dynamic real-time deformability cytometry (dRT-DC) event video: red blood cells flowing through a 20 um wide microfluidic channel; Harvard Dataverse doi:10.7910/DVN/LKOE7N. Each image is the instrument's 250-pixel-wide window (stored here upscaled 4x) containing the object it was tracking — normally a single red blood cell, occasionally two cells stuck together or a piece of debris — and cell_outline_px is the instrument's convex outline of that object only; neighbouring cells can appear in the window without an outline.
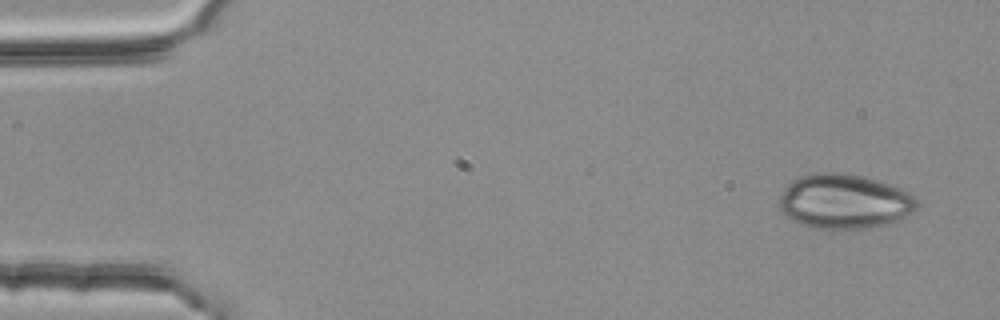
{"species": "common noctule bat (a hibernating species)", "species_latin": "Nyctalus noctula", "temperature_condition": "room temperature", "stored_images_in_passage": 4, "camera_frame_rate_fps": 3000, "um_per_image_px": 0.085, "animal": {"sex": "female", "body_mass_g": 25.1}, "frame": {"image": 1, "passage_image": 1, "time_ms": 0.0, "image_size_px": [1000, 320], "cell_outline_px": [[920, 204], [908, 216], [888, 224], [856, 228], [820, 228], [800, 224], [792, 220], [780, 208], [780, 196], [784, 188], [792, 180], [800, 176], [820, 172], [844, 172], [864, 176], [880, 180], [892, 184], [908, 192]], "centroid_in_image_um": [71.79, 17.09], "position_along_channel_um": 13.2, "area_um2": 43.75}}